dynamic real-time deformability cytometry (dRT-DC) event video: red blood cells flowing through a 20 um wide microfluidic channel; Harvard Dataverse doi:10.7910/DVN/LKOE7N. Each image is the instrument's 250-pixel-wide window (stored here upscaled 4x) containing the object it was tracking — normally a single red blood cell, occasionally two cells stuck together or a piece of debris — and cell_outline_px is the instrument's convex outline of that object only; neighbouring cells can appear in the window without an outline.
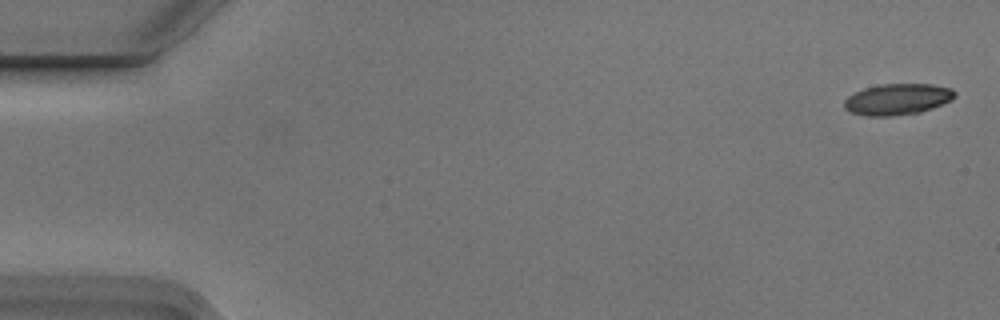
{"species": "Egyptian fruit bat (a non-hibernating species)", "species_latin": "Rousettus aegyptiacus", "temperature_condition": "cold", "stored_images_in_passage": 6, "camera_frame_rate_fps": 3000, "um_per_image_px": 0.085, "animal": {"sex": "male"}, "frame": {"image": 1, "passage_image": 1, "time_ms": 0.0, "image_size_px": [1000, 320], "cell_outline_px": [[956, 96], [952, 100], [932, 108], [920, 112], [892, 116], [864, 116], [848, 112], [844, 108], [844, 100], [848, 96], [864, 88], [880, 84], [932, 84], [952, 88], [956, 92]], "centroid_in_image_um": [76.28, 8.44], "position_along_channel_um": 8.7, "area_um2": 20.29}}
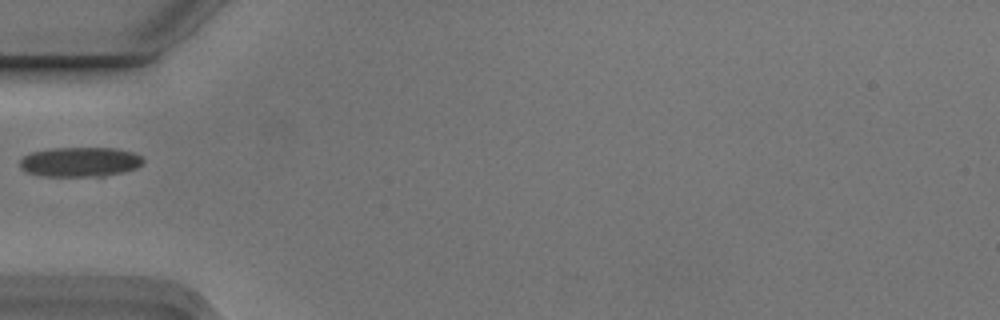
{"frame": {"image": 2, "passage_image": 5, "time_ms": 1.333, "image_size_px": [1000, 320], "cell_outline_px": [[144, 164], [136, 168], [104, 176], [44, 176], [28, 172], [20, 168], [20, 160], [24, 156], [32, 152], [52, 148], [116, 148], [132, 152], [144, 156]], "centroid_in_image_um": [6.84, 13.76], "position_along_channel_um": 78.2, "area_um2": 21.33}}
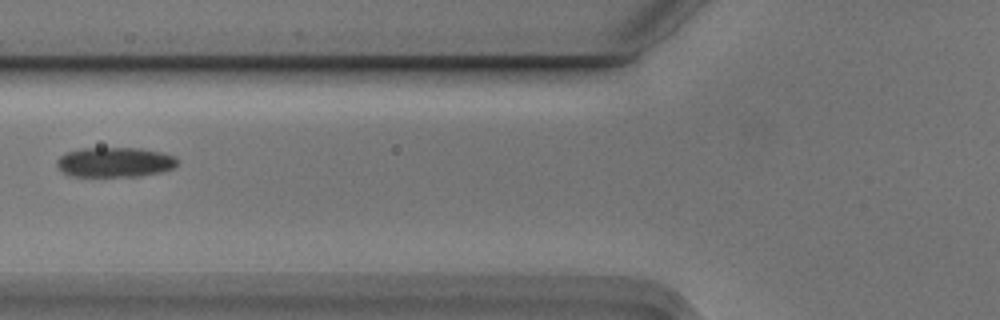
{"frame": {"image": 3, "passage_image": 6, "time_ms": 1.667, "image_size_px": [1000, 320], "cell_outline_px": [[180, 160], [172, 168], [160, 172], [140, 176], [68, 176], [56, 164], [56, 160], [64, 152], [80, 148], [140, 148], [160, 152], [172, 156]], "centroid_in_image_um": [9.72, 13.78], "position_along_channel_um": 116.1, "area_um2": 20.98}}